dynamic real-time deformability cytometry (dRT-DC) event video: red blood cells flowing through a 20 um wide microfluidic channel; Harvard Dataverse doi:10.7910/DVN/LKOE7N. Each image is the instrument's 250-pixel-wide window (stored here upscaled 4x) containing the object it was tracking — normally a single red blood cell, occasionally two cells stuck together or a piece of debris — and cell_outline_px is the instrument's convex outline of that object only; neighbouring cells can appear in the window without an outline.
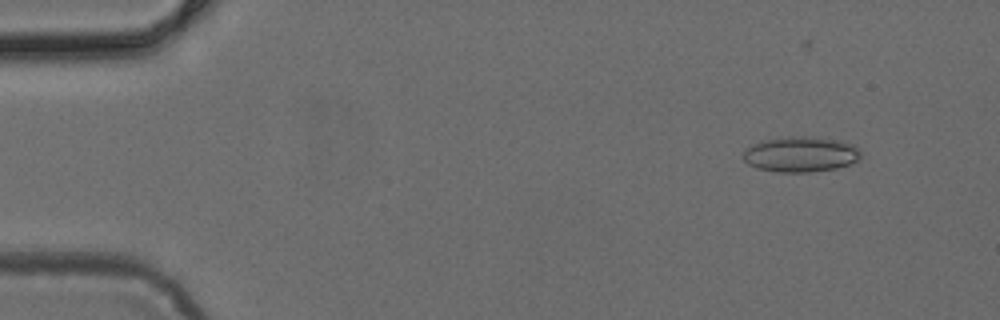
{"species": "common noctule bat (a hibernating species)", "species_latin": "Nyctalus noctula", "temperature_condition": "cold", "stored_images_in_passage": 48, "camera_frame_rate_fps": 3000, "um_per_image_px": 0.085, "animal": {"sex": "female", "body_mass_g": 24.6, "forearm_length_mm": 56.2}, "frame": {"image": 1, "passage_image": 4, "time_ms": 1.0, "image_size_px": [1000, 320], "cell_outline_px": [[860, 156], [856, 160], [848, 164], [836, 168], [808, 172], [780, 172], [756, 168], [748, 164], [744, 160], [744, 148], [760, 140], [788, 136], [808, 136], [840, 140], [852, 144], [860, 152]], "centroid_in_image_um": [68.0, 13.1], "position_along_channel_um": 17.0, "area_um2": 24.28}}
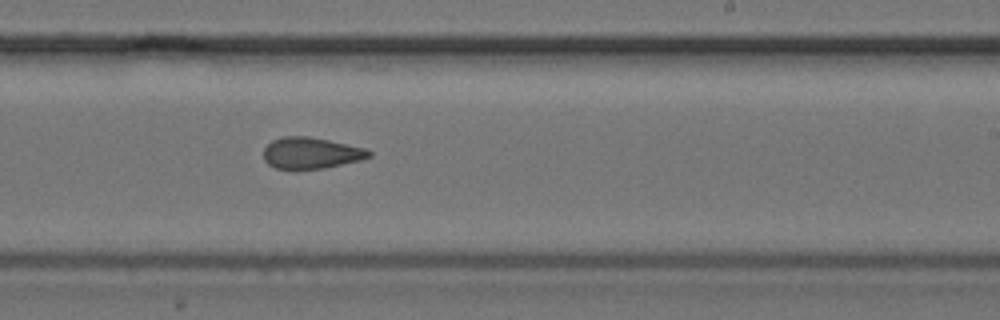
{"frame": {"image": 2, "passage_image": 29, "time_ms": 9.333, "image_size_px": [1000, 320], "cell_outline_px": [[372, 156], [360, 160], [324, 168], [296, 172], [292, 172], [276, 168], [268, 164], [264, 160], [264, 148], [272, 140], [284, 136], [308, 136], [368, 148], [372, 152]], "centroid_in_image_um": [26.42, 13.04], "position_along_channel_um": 262.6, "area_um2": 19.88}}
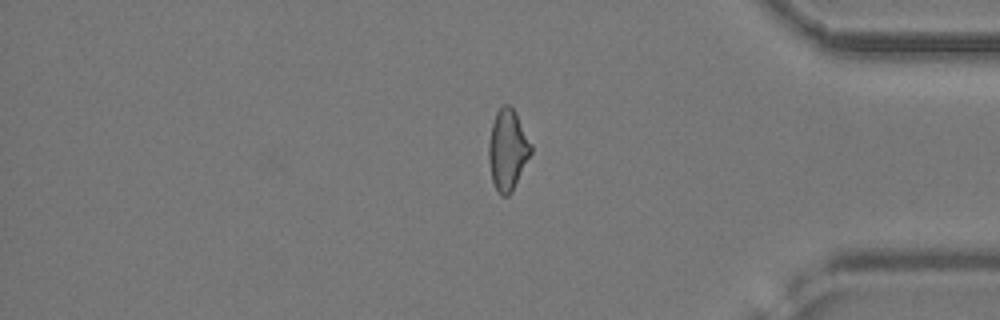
{"frame": {"image": 3, "passage_image": 40, "time_ms": 13.0, "image_size_px": [1000, 320], "cell_outline_px": [[532, 152], [512, 192], [508, 196], [500, 196], [492, 180], [488, 160], [488, 144], [492, 124], [496, 112], [504, 104], [508, 104], [516, 112], [532, 144]], "centroid_in_image_um": [43.15, 12.74], "position_along_channel_um": 392.0, "area_um2": 20.0}}